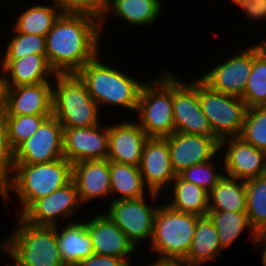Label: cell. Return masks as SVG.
<instances>
[{"label":"cell","instance_id":"cell-1","mask_svg":"<svg viewBox=\"0 0 266 266\" xmlns=\"http://www.w3.org/2000/svg\"><path fill=\"white\" fill-rule=\"evenodd\" d=\"M101 21L87 14L62 13L46 35V58L56 74L77 73L100 54Z\"/></svg>","mask_w":266,"mask_h":266},{"label":"cell","instance_id":"cell-2","mask_svg":"<svg viewBox=\"0 0 266 266\" xmlns=\"http://www.w3.org/2000/svg\"><path fill=\"white\" fill-rule=\"evenodd\" d=\"M72 180V163L64 157L49 163L15 164L10 179L0 188V198L8 202L10 193L18 197L20 216L34 201L65 186Z\"/></svg>","mask_w":266,"mask_h":266},{"label":"cell","instance_id":"cell-3","mask_svg":"<svg viewBox=\"0 0 266 266\" xmlns=\"http://www.w3.org/2000/svg\"><path fill=\"white\" fill-rule=\"evenodd\" d=\"M99 59L100 54L76 73L86 85L90 97L99 108L107 104L136 112L144 82L134 79L118 68L103 64Z\"/></svg>","mask_w":266,"mask_h":266},{"label":"cell","instance_id":"cell-4","mask_svg":"<svg viewBox=\"0 0 266 266\" xmlns=\"http://www.w3.org/2000/svg\"><path fill=\"white\" fill-rule=\"evenodd\" d=\"M52 85V115L63 128L99 125L101 112L76 73L56 74Z\"/></svg>","mask_w":266,"mask_h":266},{"label":"cell","instance_id":"cell-5","mask_svg":"<svg viewBox=\"0 0 266 266\" xmlns=\"http://www.w3.org/2000/svg\"><path fill=\"white\" fill-rule=\"evenodd\" d=\"M9 237L11 266H66L60 256L56 226H37L17 217Z\"/></svg>","mask_w":266,"mask_h":266},{"label":"cell","instance_id":"cell-6","mask_svg":"<svg viewBox=\"0 0 266 266\" xmlns=\"http://www.w3.org/2000/svg\"><path fill=\"white\" fill-rule=\"evenodd\" d=\"M198 217L196 214L175 211L167 204L159 205L148 248L161 259H185L192 244Z\"/></svg>","mask_w":266,"mask_h":266},{"label":"cell","instance_id":"cell-7","mask_svg":"<svg viewBox=\"0 0 266 266\" xmlns=\"http://www.w3.org/2000/svg\"><path fill=\"white\" fill-rule=\"evenodd\" d=\"M146 81L140 91L137 123L149 138H166L174 133L172 72Z\"/></svg>","mask_w":266,"mask_h":266},{"label":"cell","instance_id":"cell-8","mask_svg":"<svg viewBox=\"0 0 266 266\" xmlns=\"http://www.w3.org/2000/svg\"><path fill=\"white\" fill-rule=\"evenodd\" d=\"M198 99L214 135L220 141L239 137L247 111L242 98L214 91L198 78Z\"/></svg>","mask_w":266,"mask_h":266},{"label":"cell","instance_id":"cell-9","mask_svg":"<svg viewBox=\"0 0 266 266\" xmlns=\"http://www.w3.org/2000/svg\"><path fill=\"white\" fill-rule=\"evenodd\" d=\"M174 132L216 137L198 99V78L182 82L172 74Z\"/></svg>","mask_w":266,"mask_h":266},{"label":"cell","instance_id":"cell-10","mask_svg":"<svg viewBox=\"0 0 266 266\" xmlns=\"http://www.w3.org/2000/svg\"><path fill=\"white\" fill-rule=\"evenodd\" d=\"M147 198L112 200L106 213L138 249L141 241L152 239L154 218L159 206L146 204ZM149 239V240H148ZM141 240V241H140Z\"/></svg>","mask_w":266,"mask_h":266},{"label":"cell","instance_id":"cell-11","mask_svg":"<svg viewBox=\"0 0 266 266\" xmlns=\"http://www.w3.org/2000/svg\"><path fill=\"white\" fill-rule=\"evenodd\" d=\"M63 131L53 115L14 150L15 164L49 163L63 158Z\"/></svg>","mask_w":266,"mask_h":266},{"label":"cell","instance_id":"cell-12","mask_svg":"<svg viewBox=\"0 0 266 266\" xmlns=\"http://www.w3.org/2000/svg\"><path fill=\"white\" fill-rule=\"evenodd\" d=\"M80 204L76 184L71 180L50 195L34 201L20 217L32 225L57 226L59 217L69 220Z\"/></svg>","mask_w":266,"mask_h":266},{"label":"cell","instance_id":"cell-13","mask_svg":"<svg viewBox=\"0 0 266 266\" xmlns=\"http://www.w3.org/2000/svg\"><path fill=\"white\" fill-rule=\"evenodd\" d=\"M238 52L199 79L214 91L242 98L252 71V46Z\"/></svg>","mask_w":266,"mask_h":266},{"label":"cell","instance_id":"cell-14","mask_svg":"<svg viewBox=\"0 0 266 266\" xmlns=\"http://www.w3.org/2000/svg\"><path fill=\"white\" fill-rule=\"evenodd\" d=\"M165 139L176 175L193 165L214 161L213 158L220 153V140L217 137L174 132Z\"/></svg>","mask_w":266,"mask_h":266},{"label":"cell","instance_id":"cell-15","mask_svg":"<svg viewBox=\"0 0 266 266\" xmlns=\"http://www.w3.org/2000/svg\"><path fill=\"white\" fill-rule=\"evenodd\" d=\"M108 125L64 128L63 157L70 163L107 160Z\"/></svg>","mask_w":266,"mask_h":266},{"label":"cell","instance_id":"cell-16","mask_svg":"<svg viewBox=\"0 0 266 266\" xmlns=\"http://www.w3.org/2000/svg\"><path fill=\"white\" fill-rule=\"evenodd\" d=\"M225 149L223 150V148ZM223 152L222 170L242 181L266 174V152L245 142L240 137H229L220 141Z\"/></svg>","mask_w":266,"mask_h":266},{"label":"cell","instance_id":"cell-17","mask_svg":"<svg viewBox=\"0 0 266 266\" xmlns=\"http://www.w3.org/2000/svg\"><path fill=\"white\" fill-rule=\"evenodd\" d=\"M5 115H52V83L3 87Z\"/></svg>","mask_w":266,"mask_h":266},{"label":"cell","instance_id":"cell-18","mask_svg":"<svg viewBox=\"0 0 266 266\" xmlns=\"http://www.w3.org/2000/svg\"><path fill=\"white\" fill-rule=\"evenodd\" d=\"M139 169L151 192L162 194L167 187H171L176 174L171 166L170 150L165 138H148Z\"/></svg>","mask_w":266,"mask_h":266},{"label":"cell","instance_id":"cell-19","mask_svg":"<svg viewBox=\"0 0 266 266\" xmlns=\"http://www.w3.org/2000/svg\"><path fill=\"white\" fill-rule=\"evenodd\" d=\"M108 157L127 165L140 166L143 147L148 136L137 122L121 121L108 125Z\"/></svg>","mask_w":266,"mask_h":266},{"label":"cell","instance_id":"cell-20","mask_svg":"<svg viewBox=\"0 0 266 266\" xmlns=\"http://www.w3.org/2000/svg\"><path fill=\"white\" fill-rule=\"evenodd\" d=\"M84 220L91 236L94 254L114 256L130 263V254L137 250L126 234L120 230L106 213H98Z\"/></svg>","mask_w":266,"mask_h":266},{"label":"cell","instance_id":"cell-21","mask_svg":"<svg viewBox=\"0 0 266 266\" xmlns=\"http://www.w3.org/2000/svg\"><path fill=\"white\" fill-rule=\"evenodd\" d=\"M3 87H18L49 82L56 72L44 55L32 54L20 59H0Z\"/></svg>","mask_w":266,"mask_h":266},{"label":"cell","instance_id":"cell-22","mask_svg":"<svg viewBox=\"0 0 266 266\" xmlns=\"http://www.w3.org/2000/svg\"><path fill=\"white\" fill-rule=\"evenodd\" d=\"M72 180L76 184L81 205L100 196L108 197L111 194L109 160L72 164Z\"/></svg>","mask_w":266,"mask_h":266},{"label":"cell","instance_id":"cell-23","mask_svg":"<svg viewBox=\"0 0 266 266\" xmlns=\"http://www.w3.org/2000/svg\"><path fill=\"white\" fill-rule=\"evenodd\" d=\"M67 223L63 229L56 226L58 248L66 266H77L94 254L93 243L84 221L70 219Z\"/></svg>","mask_w":266,"mask_h":266},{"label":"cell","instance_id":"cell-24","mask_svg":"<svg viewBox=\"0 0 266 266\" xmlns=\"http://www.w3.org/2000/svg\"><path fill=\"white\" fill-rule=\"evenodd\" d=\"M109 169L111 195L115 197H112L111 201L141 199L145 197L146 189H148L147 191H149L153 201L157 200L159 196H163L149 190L144 183L139 167L109 161ZM113 193L119 194L118 197Z\"/></svg>","mask_w":266,"mask_h":266},{"label":"cell","instance_id":"cell-25","mask_svg":"<svg viewBox=\"0 0 266 266\" xmlns=\"http://www.w3.org/2000/svg\"><path fill=\"white\" fill-rule=\"evenodd\" d=\"M161 2V0H108L105 14L101 19V32L104 31L102 23L111 13L132 26L151 25L161 14Z\"/></svg>","mask_w":266,"mask_h":266},{"label":"cell","instance_id":"cell-26","mask_svg":"<svg viewBox=\"0 0 266 266\" xmlns=\"http://www.w3.org/2000/svg\"><path fill=\"white\" fill-rule=\"evenodd\" d=\"M208 196L209 211L246 212L245 183L239 178L222 173Z\"/></svg>","mask_w":266,"mask_h":266},{"label":"cell","instance_id":"cell-27","mask_svg":"<svg viewBox=\"0 0 266 266\" xmlns=\"http://www.w3.org/2000/svg\"><path fill=\"white\" fill-rule=\"evenodd\" d=\"M224 251L217 230L208 215L199 216L188 256L184 259L192 266L211 262Z\"/></svg>","mask_w":266,"mask_h":266},{"label":"cell","instance_id":"cell-28","mask_svg":"<svg viewBox=\"0 0 266 266\" xmlns=\"http://www.w3.org/2000/svg\"><path fill=\"white\" fill-rule=\"evenodd\" d=\"M173 198L166 201L171 209L178 212L192 213L199 216L207 215L209 211V201L204 188L184 180L180 175H176L171 183Z\"/></svg>","mask_w":266,"mask_h":266},{"label":"cell","instance_id":"cell-29","mask_svg":"<svg viewBox=\"0 0 266 266\" xmlns=\"http://www.w3.org/2000/svg\"><path fill=\"white\" fill-rule=\"evenodd\" d=\"M51 2L53 6L36 4L25 11L23 10L16 18L13 30L46 37L56 20L63 13L54 0Z\"/></svg>","mask_w":266,"mask_h":266},{"label":"cell","instance_id":"cell-30","mask_svg":"<svg viewBox=\"0 0 266 266\" xmlns=\"http://www.w3.org/2000/svg\"><path fill=\"white\" fill-rule=\"evenodd\" d=\"M247 109L266 106V44L252 46V71L249 75L244 96Z\"/></svg>","mask_w":266,"mask_h":266},{"label":"cell","instance_id":"cell-31","mask_svg":"<svg viewBox=\"0 0 266 266\" xmlns=\"http://www.w3.org/2000/svg\"><path fill=\"white\" fill-rule=\"evenodd\" d=\"M207 215L213 222L220 241V246L223 250L232 246L233 242L248 229L251 231V240L253 247L256 246L257 233L250 225L246 212H231V211H208Z\"/></svg>","mask_w":266,"mask_h":266},{"label":"cell","instance_id":"cell-32","mask_svg":"<svg viewBox=\"0 0 266 266\" xmlns=\"http://www.w3.org/2000/svg\"><path fill=\"white\" fill-rule=\"evenodd\" d=\"M246 213L256 233L266 231V174L244 181Z\"/></svg>","mask_w":266,"mask_h":266},{"label":"cell","instance_id":"cell-33","mask_svg":"<svg viewBox=\"0 0 266 266\" xmlns=\"http://www.w3.org/2000/svg\"><path fill=\"white\" fill-rule=\"evenodd\" d=\"M50 116L52 115H5L12 150L30 138Z\"/></svg>","mask_w":266,"mask_h":266},{"label":"cell","instance_id":"cell-34","mask_svg":"<svg viewBox=\"0 0 266 266\" xmlns=\"http://www.w3.org/2000/svg\"><path fill=\"white\" fill-rule=\"evenodd\" d=\"M239 137L266 152V106L247 109Z\"/></svg>","mask_w":266,"mask_h":266},{"label":"cell","instance_id":"cell-35","mask_svg":"<svg viewBox=\"0 0 266 266\" xmlns=\"http://www.w3.org/2000/svg\"><path fill=\"white\" fill-rule=\"evenodd\" d=\"M5 56L2 59H20L27 55L39 54L46 57V37L35 34H25L20 32L13 33Z\"/></svg>","mask_w":266,"mask_h":266},{"label":"cell","instance_id":"cell-36","mask_svg":"<svg viewBox=\"0 0 266 266\" xmlns=\"http://www.w3.org/2000/svg\"><path fill=\"white\" fill-rule=\"evenodd\" d=\"M212 160L204 163L196 164L188 169H185L179 175L186 181L192 182L199 187L204 188L207 192H210L219 181V177L223 172H216V169Z\"/></svg>","mask_w":266,"mask_h":266},{"label":"cell","instance_id":"cell-37","mask_svg":"<svg viewBox=\"0 0 266 266\" xmlns=\"http://www.w3.org/2000/svg\"><path fill=\"white\" fill-rule=\"evenodd\" d=\"M14 166V151L8 140L5 112L0 105V188L10 179Z\"/></svg>","mask_w":266,"mask_h":266},{"label":"cell","instance_id":"cell-38","mask_svg":"<svg viewBox=\"0 0 266 266\" xmlns=\"http://www.w3.org/2000/svg\"><path fill=\"white\" fill-rule=\"evenodd\" d=\"M63 13L87 14L101 21L108 0H54Z\"/></svg>","mask_w":266,"mask_h":266},{"label":"cell","instance_id":"cell-39","mask_svg":"<svg viewBox=\"0 0 266 266\" xmlns=\"http://www.w3.org/2000/svg\"><path fill=\"white\" fill-rule=\"evenodd\" d=\"M234 3L252 22L266 20V0H237Z\"/></svg>","mask_w":266,"mask_h":266},{"label":"cell","instance_id":"cell-40","mask_svg":"<svg viewBox=\"0 0 266 266\" xmlns=\"http://www.w3.org/2000/svg\"><path fill=\"white\" fill-rule=\"evenodd\" d=\"M77 266H132L124 259L114 256L93 254L82 260Z\"/></svg>","mask_w":266,"mask_h":266},{"label":"cell","instance_id":"cell-41","mask_svg":"<svg viewBox=\"0 0 266 266\" xmlns=\"http://www.w3.org/2000/svg\"><path fill=\"white\" fill-rule=\"evenodd\" d=\"M146 266V265H145ZM147 266H192L184 259H161L157 258Z\"/></svg>","mask_w":266,"mask_h":266},{"label":"cell","instance_id":"cell-42","mask_svg":"<svg viewBox=\"0 0 266 266\" xmlns=\"http://www.w3.org/2000/svg\"><path fill=\"white\" fill-rule=\"evenodd\" d=\"M259 246H261V250H262V257H261V260H262V265L263 266H266V233L265 232H259L257 233V237H256V246L255 250H258L259 249ZM264 247V248H263Z\"/></svg>","mask_w":266,"mask_h":266},{"label":"cell","instance_id":"cell-43","mask_svg":"<svg viewBox=\"0 0 266 266\" xmlns=\"http://www.w3.org/2000/svg\"><path fill=\"white\" fill-rule=\"evenodd\" d=\"M6 239H2L0 242V250L4 251L7 255H9V237H5Z\"/></svg>","mask_w":266,"mask_h":266},{"label":"cell","instance_id":"cell-44","mask_svg":"<svg viewBox=\"0 0 266 266\" xmlns=\"http://www.w3.org/2000/svg\"><path fill=\"white\" fill-rule=\"evenodd\" d=\"M2 93H3V76L0 74V105L2 103Z\"/></svg>","mask_w":266,"mask_h":266},{"label":"cell","instance_id":"cell-45","mask_svg":"<svg viewBox=\"0 0 266 266\" xmlns=\"http://www.w3.org/2000/svg\"><path fill=\"white\" fill-rule=\"evenodd\" d=\"M262 43H265L266 44V38L262 39V41H260Z\"/></svg>","mask_w":266,"mask_h":266}]
</instances>
